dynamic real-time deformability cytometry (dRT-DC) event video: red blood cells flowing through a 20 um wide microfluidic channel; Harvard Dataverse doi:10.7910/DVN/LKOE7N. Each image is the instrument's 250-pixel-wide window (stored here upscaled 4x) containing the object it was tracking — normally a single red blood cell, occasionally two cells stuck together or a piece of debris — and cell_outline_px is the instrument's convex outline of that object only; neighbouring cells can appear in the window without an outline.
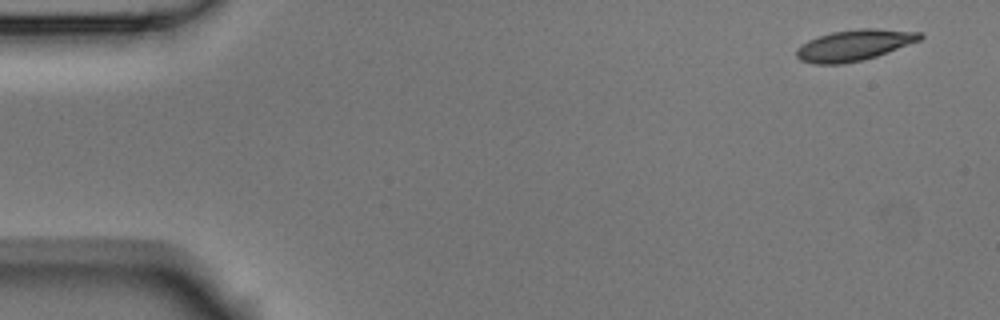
{"species": "Egyptian fruit bat (a non-hibernating species)", "species_latin": "Rousettus aegyptiacus", "temperature_condition": "room temperature", "stored_images_in_passage": 5, "segment_of_instrument_passage": [1, 2], "camera_frame_rate_fps": 3000, "um_per_image_px": 0.085, "animal": {"sex": "male"}, "frame": {"image": 1, "passage_image": 1, "time_ms": 0.0, "image_size_px": [1000, 320], "cell_outline_px": [[924, 36], [920, 40], [876, 56], [864, 60], [844, 64], [816, 64], [800, 60], [796, 56], [796, 48], [808, 40], [832, 32], [860, 28], [876, 28], [920, 32]], "centroid_in_image_um": [72.59, 3.84], "position_along_channel_um": 12.4, "area_um2": 22.25}}